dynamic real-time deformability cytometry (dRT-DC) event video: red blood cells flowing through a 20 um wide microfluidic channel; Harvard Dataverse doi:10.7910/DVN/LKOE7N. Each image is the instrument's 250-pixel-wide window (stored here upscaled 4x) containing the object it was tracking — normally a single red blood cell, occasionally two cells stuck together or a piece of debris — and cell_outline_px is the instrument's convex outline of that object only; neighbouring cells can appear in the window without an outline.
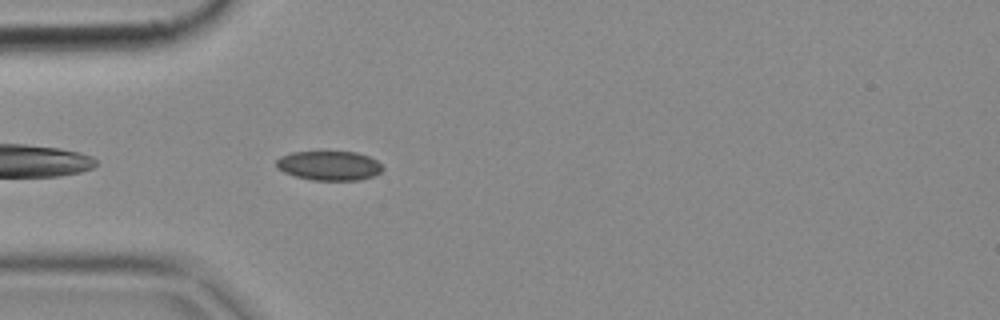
{"species": "common noctule bat (a hibernating species)", "species_latin": "Nyctalus noctula", "temperature_condition": "cold", "stored_images_in_passage": 3, "camera_frame_rate_fps": 3000, "um_per_image_px": 0.085, "animal": {"sex": "female", "body_mass_g": 18.4}, "frame": {"image": 1, "passage_image": 3, "time_ms": 0.667, "image_size_px": [1000, 320], "cell_outline_px": [[384, 168], [380, 172], [372, 176], [360, 180], [312, 180], [296, 176], [284, 172], [276, 168], [276, 160], [280, 156], [292, 152], [356, 152], [368, 156], [384, 164]], "centroid_in_image_um": [27.99, 14.08], "position_along_channel_um": 57.0, "area_um2": 18.26}}